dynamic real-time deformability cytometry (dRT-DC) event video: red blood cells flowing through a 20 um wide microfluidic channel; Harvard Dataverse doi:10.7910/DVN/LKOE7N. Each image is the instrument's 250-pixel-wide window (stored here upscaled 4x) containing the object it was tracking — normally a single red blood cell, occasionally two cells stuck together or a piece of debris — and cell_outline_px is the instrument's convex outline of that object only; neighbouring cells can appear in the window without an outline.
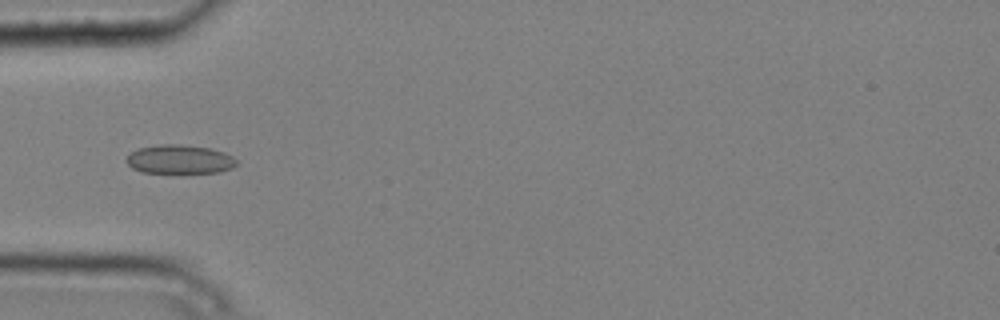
{"species": "common noctule bat (a hibernating species)", "species_latin": "Nyctalus noctula", "temperature_condition": "cold", "stored_images_in_passage": 4, "camera_frame_rate_fps": 3000, "um_per_image_px": 0.085, "animal": {"sex": "male", "body_mass_g": 20.4}, "frame": {"image": 1, "passage_image": 4, "time_ms": 1.0, "image_size_px": [1000, 320], "cell_outline_px": [[236, 164], [232, 168], [220, 172], [140, 172], [132, 168], [124, 160], [132, 152], [140, 148], [160, 144], [180, 144], [212, 148], [224, 152], [232, 156], [236, 160]], "centroid_in_image_um": [15.27, 13.53], "position_along_channel_um": 69.7, "area_um2": 18.44}}